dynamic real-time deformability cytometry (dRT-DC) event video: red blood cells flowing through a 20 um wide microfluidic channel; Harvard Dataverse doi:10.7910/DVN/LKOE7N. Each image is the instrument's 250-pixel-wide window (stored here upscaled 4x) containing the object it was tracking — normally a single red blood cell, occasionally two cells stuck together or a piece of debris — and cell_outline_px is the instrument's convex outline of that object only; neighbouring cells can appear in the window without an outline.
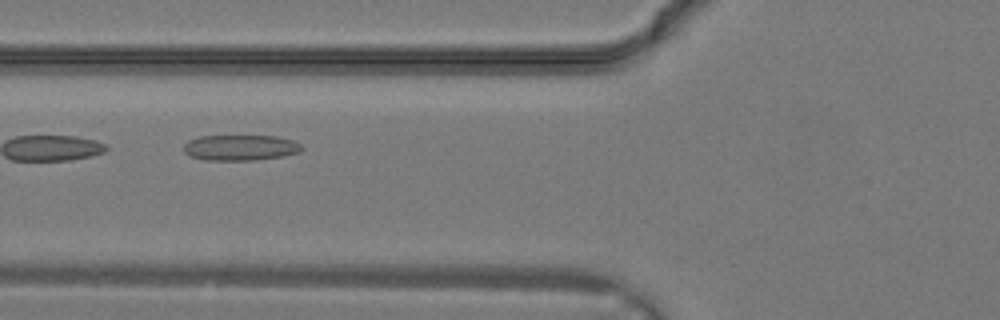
{"species": "common noctule bat (a hibernating species)", "species_latin": "Nyctalus noctula", "temperature_condition": "warm", "stored_images_in_passage": 20, "camera_frame_rate_fps": 3000, "um_per_image_px": 0.085, "animal": {"sex": "male", "body_mass_g": 19.2, "forearm_length_mm": 51.8}, "frame": {"image": 1, "passage_image": 4, "time_ms": 1.0, "image_size_px": [1000, 320], "cell_outline_px": [[304, 148], [300, 152], [284, 156], [252, 160], [204, 160], [188, 156], [184, 152], [184, 144], [188, 140], [200, 136], [276, 136], [292, 140], [300, 144]], "centroid_in_image_um": [20.41, 12.55], "position_along_channel_um": 105.4, "area_um2": 17.74}}
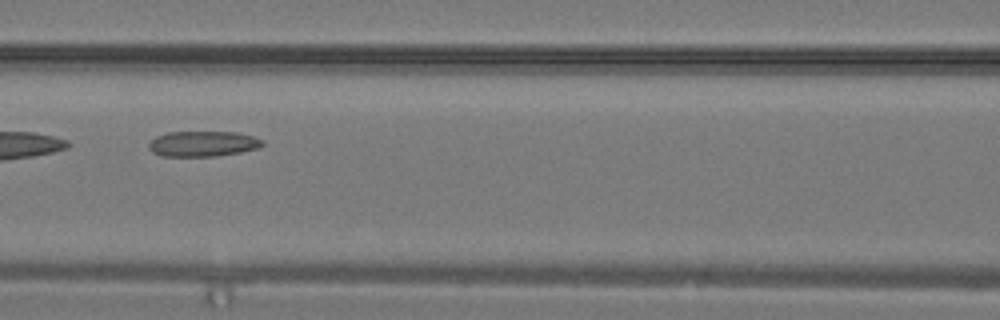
{"frame": {"image": 2, "passage_image": 6, "time_ms": 1.667, "image_size_px": [1000, 320], "cell_outline_px": [[264, 144], [260, 148], [240, 152], [216, 156], [160, 156], [152, 152], [148, 148], [148, 144], [156, 136], [168, 132], [236, 132], [252, 136], [264, 140]], "centroid_in_image_um": [17.25, 12.22], "position_along_channel_um": 149.4, "area_um2": 16.94}}
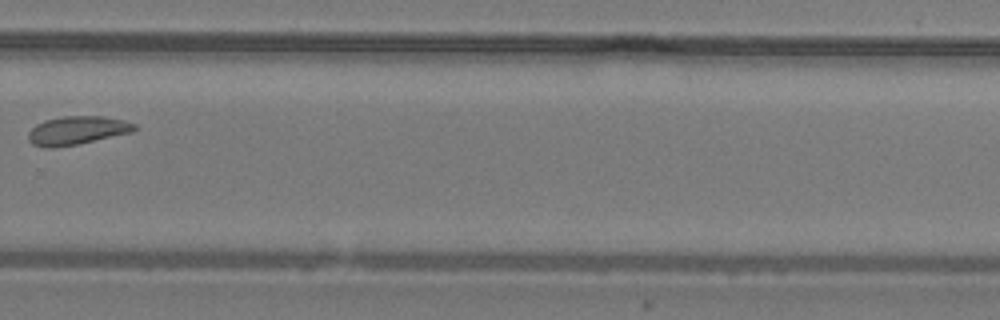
{"frame": {"image": 3, "passage_image": 14, "time_ms": 4.333, "image_size_px": [1000, 320], "cell_outline_px": [[136, 128], [132, 132], [76, 144], [52, 148], [44, 148], [32, 144], [28, 140], [28, 132], [36, 124], [44, 120], [64, 116], [104, 116], [124, 120], [136, 124]], "centroid_in_image_um": [6.52, 11.08], "position_along_channel_um": 323.3, "area_um2": 17.57}}